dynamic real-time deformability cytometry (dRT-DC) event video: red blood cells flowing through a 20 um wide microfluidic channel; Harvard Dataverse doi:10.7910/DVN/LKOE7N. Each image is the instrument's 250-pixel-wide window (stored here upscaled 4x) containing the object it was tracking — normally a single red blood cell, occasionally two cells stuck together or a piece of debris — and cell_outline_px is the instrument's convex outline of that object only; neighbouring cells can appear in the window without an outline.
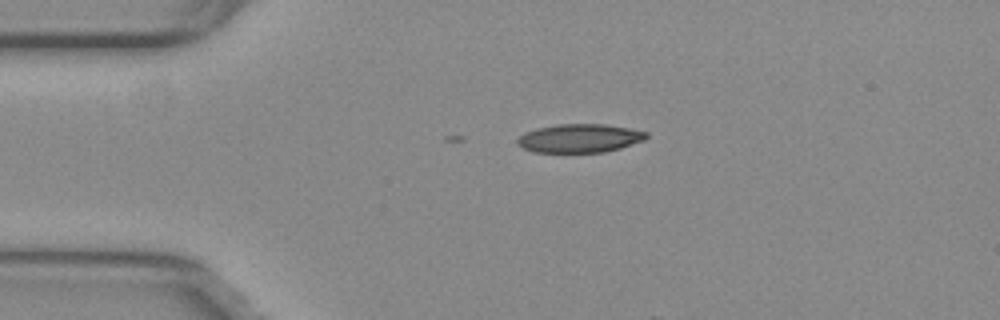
{"species": "common noctule bat (a hibernating species)", "species_latin": "Nyctalus noctula", "temperature_condition": "warm", "stored_images_in_passage": 2, "camera_frame_rate_fps": 3000, "um_per_image_px": 0.085, "animal": {"sex": "female", "body_mass_g": 29.2, "forearm_length_mm": 56.3}, "frame": {"image": 1, "passage_image": 2, "time_ms": 0.333, "image_size_px": [1000, 320], "cell_outline_px": [[648, 136], [644, 140], [620, 148], [604, 152], [532, 152], [524, 148], [516, 140], [524, 132], [536, 128], [556, 124], [604, 124], [628, 128], [648, 132]], "centroid_in_image_um": [49.27, 11.74], "position_along_channel_um": 35.7, "area_um2": 21.39}}